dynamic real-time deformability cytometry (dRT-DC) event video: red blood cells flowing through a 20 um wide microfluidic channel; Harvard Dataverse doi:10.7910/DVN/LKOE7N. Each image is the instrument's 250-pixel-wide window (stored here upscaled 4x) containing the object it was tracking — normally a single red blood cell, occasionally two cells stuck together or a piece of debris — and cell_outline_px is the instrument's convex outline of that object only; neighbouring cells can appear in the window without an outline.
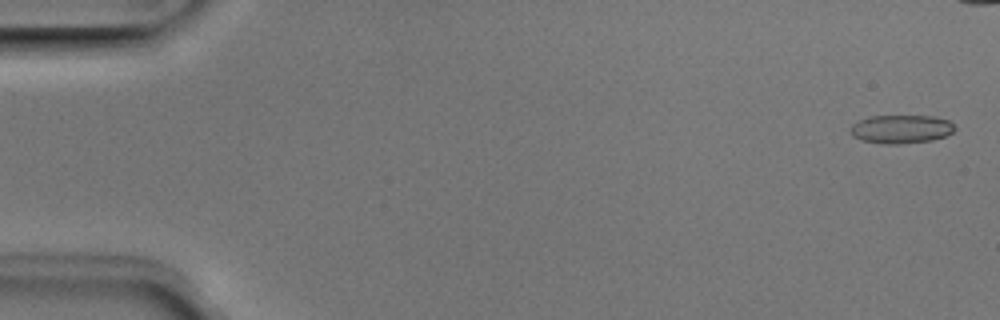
{"species": "Egyptian fruit bat (a non-hibernating species)", "species_latin": "Rousettus aegyptiacus", "temperature_condition": "room temperature", "stored_images_in_passage": 45, "camera_frame_rate_fps": 3000, "um_per_image_px": 0.085, "animal": {"sex": "male"}, "frame": {"image": 1, "passage_image": 2, "time_ms": 0.333, "image_size_px": [1000, 320], "cell_outline_px": [[956, 128], [952, 132], [944, 136], [932, 140], [900, 144], [884, 144], [860, 140], [852, 136], [852, 124], [868, 116], [936, 116], [948, 120]], "centroid_in_image_um": [76.59, 10.97], "position_along_channel_um": 8.4, "area_um2": 17.28}}
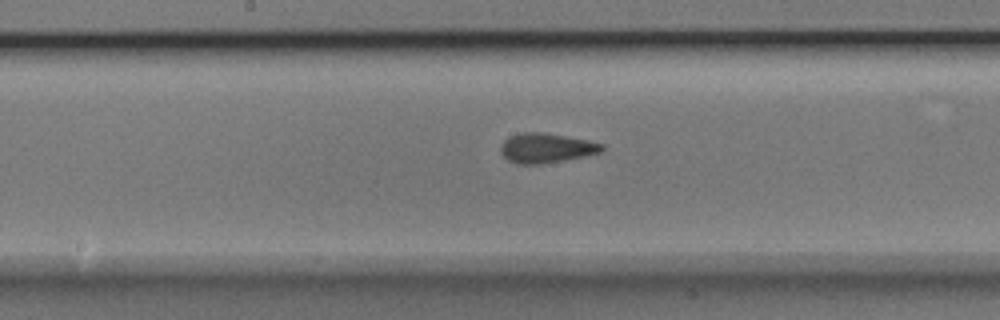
{"frame": {"image": 2, "passage_image": 27, "time_ms": 8.667, "image_size_px": [1000, 320], "cell_outline_px": [[604, 148], [600, 152], [584, 156], [564, 160], [540, 164], [516, 164], [508, 160], [500, 152], [500, 148], [504, 140], [508, 136], [520, 132], [544, 132], [588, 140], [604, 144]], "centroid_in_image_um": [46.4, 12.57], "position_along_channel_um": 201.8, "area_um2": 17.57}}
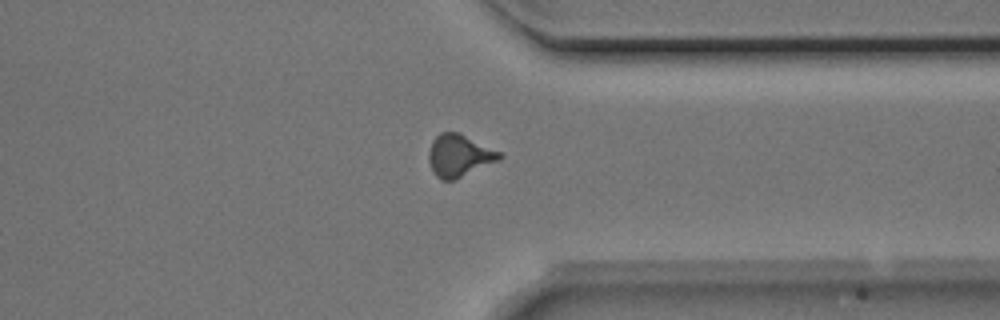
{"frame": {"image": 3, "passage_image": 40, "time_ms": 13.0, "image_size_px": [1000, 320], "cell_outline_px": [[504, 156], [500, 160], [456, 180], [440, 180], [436, 176], [428, 160], [428, 152], [432, 140], [440, 132], [460, 132], [500, 152]], "centroid_in_image_um": [39.03, 13.23], "position_along_channel_um": 372.4, "area_um2": 17.63}}